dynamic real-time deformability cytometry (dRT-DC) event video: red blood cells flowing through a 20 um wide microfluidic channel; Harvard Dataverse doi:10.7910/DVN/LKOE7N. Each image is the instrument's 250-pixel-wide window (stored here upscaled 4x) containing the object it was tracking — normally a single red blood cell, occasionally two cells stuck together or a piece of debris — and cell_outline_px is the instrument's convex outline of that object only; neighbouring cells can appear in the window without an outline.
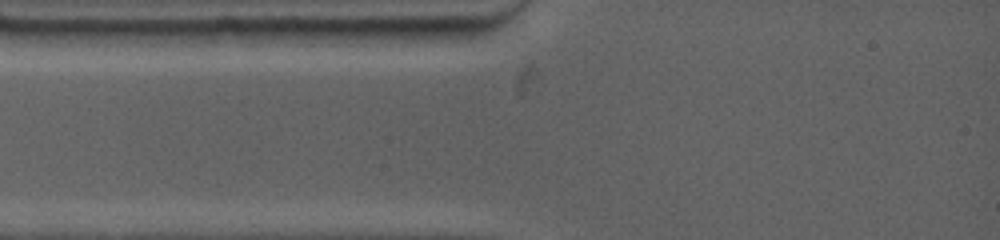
{"species": "common noctule bat (a hibernating species)", "species_latin": "Nyctalus noctula", "temperature_condition": "warm", "stored_images_in_passage": 2, "segment_of_instrument_passage": [1, 2], "camera_frame_rate_fps": 4500, "um_per_image_px": 0.085, "animal": {"sex": "female", "body_mass_g": 19.0, "forearm_length_mm": 53.3}, "frame": {"image": 1, "passage_image": 1, "time_ms": 0.0, "image_size_px": [1000, 240], "cell_outline_px": [[244, 28], [240, 32], [220, 44], [200, 48], [136, 44], [120, 32], [124, 28]], "centroid_in_image_um": [15.33, 3.09], "position_along_channel_um": 69.7, "area_um2": 13.53}}